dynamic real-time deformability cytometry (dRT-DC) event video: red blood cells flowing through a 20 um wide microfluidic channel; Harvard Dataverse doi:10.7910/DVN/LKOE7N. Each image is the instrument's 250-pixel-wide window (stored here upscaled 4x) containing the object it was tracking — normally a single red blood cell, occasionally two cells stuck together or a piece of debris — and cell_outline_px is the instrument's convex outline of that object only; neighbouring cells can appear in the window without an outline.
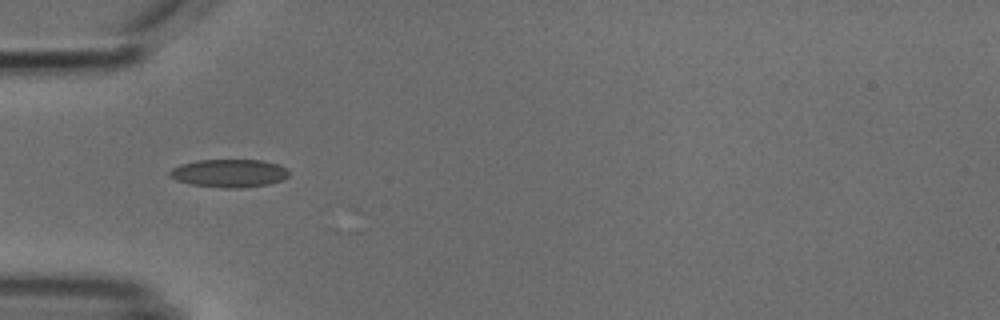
{"species": "common noctule bat (a hibernating species)", "species_latin": "Nyctalus noctula", "temperature_condition": "cold", "stored_images_in_passage": 15, "camera_frame_rate_fps": 3000, "um_per_image_px": 0.085, "animal": {"sex": "male", "body_mass_g": 18.8}, "frame": {"image": 1, "passage_image": 1, "time_ms": 0.0, "image_size_px": [1000, 320], "cell_outline_px": [[288, 176], [284, 180], [268, 184], [240, 188], [224, 188], [192, 184], [176, 180], [168, 176], [168, 172], [172, 168], [180, 164], [196, 160], [260, 160], [280, 164], [288, 168]], "centroid_in_image_um": [19.49, 14.72], "position_along_channel_um": 65.5, "area_um2": 19.65}}
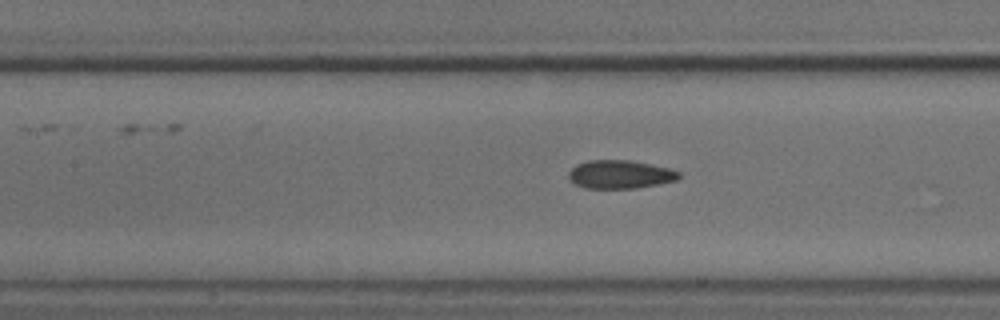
{"frame": {"image": 2, "passage_image": 8, "time_ms": 2.333, "image_size_px": [1000, 320], "cell_outline_px": [[680, 176], [676, 180], [636, 188], [584, 188], [572, 184], [568, 180], [568, 172], [576, 164], [588, 160], [628, 160], [668, 168], [680, 172]], "centroid_in_image_um": [52.62, 14.83], "position_along_channel_um": 154.8, "area_um2": 18.21}}
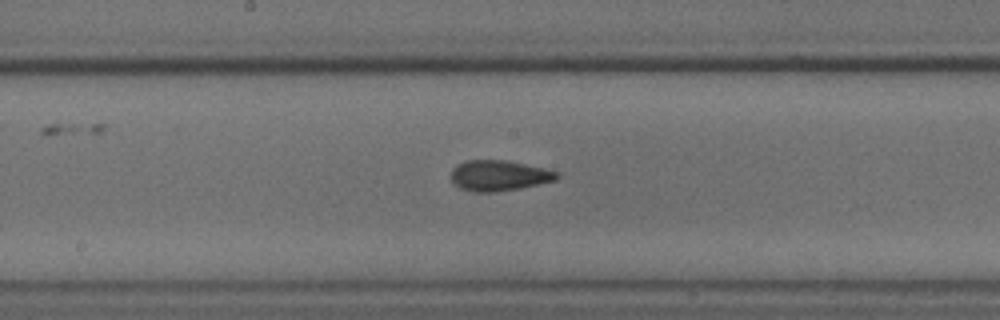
{"frame": {"image": 3, "passage_image": 12, "time_ms": 3.667, "image_size_px": [1000, 320], "cell_outline_px": [[560, 176], [556, 180], [520, 188], [496, 192], [472, 192], [460, 188], [452, 184], [452, 168], [456, 164], [464, 160], [504, 160], [544, 168], [560, 172]], "centroid_in_image_um": [42.39, 14.92], "position_along_channel_um": 205.8, "area_um2": 19.02}}